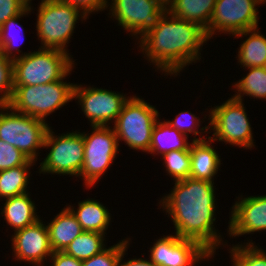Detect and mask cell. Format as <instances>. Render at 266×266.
I'll use <instances>...</instances> for the list:
<instances>
[{
    "instance_id": "4",
    "label": "cell",
    "mask_w": 266,
    "mask_h": 266,
    "mask_svg": "<svg viewBox=\"0 0 266 266\" xmlns=\"http://www.w3.org/2000/svg\"><path fill=\"white\" fill-rule=\"evenodd\" d=\"M65 78L43 85L13 86L8 106L15 112L26 114L44 122L46 117L73 99V83Z\"/></svg>"
},
{
    "instance_id": "9",
    "label": "cell",
    "mask_w": 266,
    "mask_h": 266,
    "mask_svg": "<svg viewBox=\"0 0 266 266\" xmlns=\"http://www.w3.org/2000/svg\"><path fill=\"white\" fill-rule=\"evenodd\" d=\"M48 147L50 151L39 166L40 174L42 172L60 176H79L84 161V139L81 132L55 135L50 126L43 144V148Z\"/></svg>"
},
{
    "instance_id": "36",
    "label": "cell",
    "mask_w": 266,
    "mask_h": 266,
    "mask_svg": "<svg viewBox=\"0 0 266 266\" xmlns=\"http://www.w3.org/2000/svg\"><path fill=\"white\" fill-rule=\"evenodd\" d=\"M129 240L130 238H126V239H123L122 240V252L120 254V257L118 259V263H117V266H156V264L151 260V259H147L145 260L144 258H133V259H130L128 260L127 262H123L122 261L124 260L123 257H124V254L126 255V251L128 249V246H129Z\"/></svg>"
},
{
    "instance_id": "30",
    "label": "cell",
    "mask_w": 266,
    "mask_h": 266,
    "mask_svg": "<svg viewBox=\"0 0 266 266\" xmlns=\"http://www.w3.org/2000/svg\"><path fill=\"white\" fill-rule=\"evenodd\" d=\"M200 122L201 121L199 117H197L190 111H181L176 115L174 120L172 119L166 121V123H168L171 127L175 128L177 131L186 135L187 137L189 136L188 134L193 133V135H195V138H193L192 141H203L209 138V136L204 137L201 135L202 133L204 135V132L208 133L209 123L208 126L205 125V127L200 128ZM199 128L201 130H199ZM199 134L201 136L199 138H196V136H198Z\"/></svg>"
},
{
    "instance_id": "3",
    "label": "cell",
    "mask_w": 266,
    "mask_h": 266,
    "mask_svg": "<svg viewBox=\"0 0 266 266\" xmlns=\"http://www.w3.org/2000/svg\"><path fill=\"white\" fill-rule=\"evenodd\" d=\"M57 49L40 48L21 53L13 60V86L43 85L55 82L71 74L73 57Z\"/></svg>"
},
{
    "instance_id": "19",
    "label": "cell",
    "mask_w": 266,
    "mask_h": 266,
    "mask_svg": "<svg viewBox=\"0 0 266 266\" xmlns=\"http://www.w3.org/2000/svg\"><path fill=\"white\" fill-rule=\"evenodd\" d=\"M28 192L6 198V202L1 208V215L8 225L13 228L14 232L24 229L25 227L35 223L39 218L36 212L35 203L32 201Z\"/></svg>"
},
{
    "instance_id": "28",
    "label": "cell",
    "mask_w": 266,
    "mask_h": 266,
    "mask_svg": "<svg viewBox=\"0 0 266 266\" xmlns=\"http://www.w3.org/2000/svg\"><path fill=\"white\" fill-rule=\"evenodd\" d=\"M245 244L230 247L232 266H266V251L255 246L252 240Z\"/></svg>"
},
{
    "instance_id": "11",
    "label": "cell",
    "mask_w": 266,
    "mask_h": 266,
    "mask_svg": "<svg viewBox=\"0 0 266 266\" xmlns=\"http://www.w3.org/2000/svg\"><path fill=\"white\" fill-rule=\"evenodd\" d=\"M262 0H216L214 11L205 30L210 40L219 32L231 34L258 27V8Z\"/></svg>"
},
{
    "instance_id": "12",
    "label": "cell",
    "mask_w": 266,
    "mask_h": 266,
    "mask_svg": "<svg viewBox=\"0 0 266 266\" xmlns=\"http://www.w3.org/2000/svg\"><path fill=\"white\" fill-rule=\"evenodd\" d=\"M109 9L110 17L138 40L155 28L167 12L155 0H112Z\"/></svg>"
},
{
    "instance_id": "21",
    "label": "cell",
    "mask_w": 266,
    "mask_h": 266,
    "mask_svg": "<svg viewBox=\"0 0 266 266\" xmlns=\"http://www.w3.org/2000/svg\"><path fill=\"white\" fill-rule=\"evenodd\" d=\"M260 32L257 27L233 35L238 38H243V35L249 36L240 44L236 57L238 63L244 68L265 67L266 65V37Z\"/></svg>"
},
{
    "instance_id": "15",
    "label": "cell",
    "mask_w": 266,
    "mask_h": 266,
    "mask_svg": "<svg viewBox=\"0 0 266 266\" xmlns=\"http://www.w3.org/2000/svg\"><path fill=\"white\" fill-rule=\"evenodd\" d=\"M11 239L13 257L17 261L43 266L44 261L53 254L47 225L43 224L40 219L24 229L14 232Z\"/></svg>"
},
{
    "instance_id": "26",
    "label": "cell",
    "mask_w": 266,
    "mask_h": 266,
    "mask_svg": "<svg viewBox=\"0 0 266 266\" xmlns=\"http://www.w3.org/2000/svg\"><path fill=\"white\" fill-rule=\"evenodd\" d=\"M249 73L238 80L234 86L236 94L232 97L243 101V96H250L256 99H266V68L251 67L246 68Z\"/></svg>"
},
{
    "instance_id": "17",
    "label": "cell",
    "mask_w": 266,
    "mask_h": 266,
    "mask_svg": "<svg viewBox=\"0 0 266 266\" xmlns=\"http://www.w3.org/2000/svg\"><path fill=\"white\" fill-rule=\"evenodd\" d=\"M210 137L203 141H192L190 145V177L214 183V177L221 167L219 154L214 150Z\"/></svg>"
},
{
    "instance_id": "24",
    "label": "cell",
    "mask_w": 266,
    "mask_h": 266,
    "mask_svg": "<svg viewBox=\"0 0 266 266\" xmlns=\"http://www.w3.org/2000/svg\"><path fill=\"white\" fill-rule=\"evenodd\" d=\"M35 162L29 160L25 165L0 171V198L3 199L24 194L29 184L30 168Z\"/></svg>"
},
{
    "instance_id": "22",
    "label": "cell",
    "mask_w": 266,
    "mask_h": 266,
    "mask_svg": "<svg viewBox=\"0 0 266 266\" xmlns=\"http://www.w3.org/2000/svg\"><path fill=\"white\" fill-rule=\"evenodd\" d=\"M187 139L186 135L171 127L166 121L161 122L158 119L152 130L148 153L162 156L175 150H190L191 142Z\"/></svg>"
},
{
    "instance_id": "13",
    "label": "cell",
    "mask_w": 266,
    "mask_h": 266,
    "mask_svg": "<svg viewBox=\"0 0 266 266\" xmlns=\"http://www.w3.org/2000/svg\"><path fill=\"white\" fill-rule=\"evenodd\" d=\"M74 99L78 100L82 112L92 127L109 126L111 122L115 123L129 96L126 97L123 93H116L112 90L75 84Z\"/></svg>"
},
{
    "instance_id": "27",
    "label": "cell",
    "mask_w": 266,
    "mask_h": 266,
    "mask_svg": "<svg viewBox=\"0 0 266 266\" xmlns=\"http://www.w3.org/2000/svg\"><path fill=\"white\" fill-rule=\"evenodd\" d=\"M32 7L29 3L28 7L19 15L8 19L5 23H3L0 26V52L5 56L8 57L12 60H14L15 58L20 57V53L22 52L19 48L20 46L18 45V41H20V36L22 37L23 35H20L18 33H23V26H21L18 22V20H20L21 17H23L24 15H28L32 10ZM19 28L20 31H18V33L15 31V28ZM15 29V30H14ZM15 31V32H14ZM15 33V34H14ZM17 33V34H16ZM18 37V38H17ZM16 39H19L18 41ZM24 41V39H22ZM23 41H20V44L23 43ZM13 51L15 53V51L18 52V55L13 54Z\"/></svg>"
},
{
    "instance_id": "23",
    "label": "cell",
    "mask_w": 266,
    "mask_h": 266,
    "mask_svg": "<svg viewBox=\"0 0 266 266\" xmlns=\"http://www.w3.org/2000/svg\"><path fill=\"white\" fill-rule=\"evenodd\" d=\"M216 0H174L167 11L176 18L209 27Z\"/></svg>"
},
{
    "instance_id": "16",
    "label": "cell",
    "mask_w": 266,
    "mask_h": 266,
    "mask_svg": "<svg viewBox=\"0 0 266 266\" xmlns=\"http://www.w3.org/2000/svg\"><path fill=\"white\" fill-rule=\"evenodd\" d=\"M238 197L231 207L228 225L230 236H241L266 230V195Z\"/></svg>"
},
{
    "instance_id": "34",
    "label": "cell",
    "mask_w": 266,
    "mask_h": 266,
    "mask_svg": "<svg viewBox=\"0 0 266 266\" xmlns=\"http://www.w3.org/2000/svg\"><path fill=\"white\" fill-rule=\"evenodd\" d=\"M29 5L27 0H0V26L22 13Z\"/></svg>"
},
{
    "instance_id": "38",
    "label": "cell",
    "mask_w": 266,
    "mask_h": 266,
    "mask_svg": "<svg viewBox=\"0 0 266 266\" xmlns=\"http://www.w3.org/2000/svg\"><path fill=\"white\" fill-rule=\"evenodd\" d=\"M155 1H157L161 6H165L168 9V7L173 3L174 0H155Z\"/></svg>"
},
{
    "instance_id": "35",
    "label": "cell",
    "mask_w": 266,
    "mask_h": 266,
    "mask_svg": "<svg viewBox=\"0 0 266 266\" xmlns=\"http://www.w3.org/2000/svg\"><path fill=\"white\" fill-rule=\"evenodd\" d=\"M71 4L81 10L87 17L94 12L103 11L110 5L109 0H54ZM109 3V4H108Z\"/></svg>"
},
{
    "instance_id": "31",
    "label": "cell",
    "mask_w": 266,
    "mask_h": 266,
    "mask_svg": "<svg viewBox=\"0 0 266 266\" xmlns=\"http://www.w3.org/2000/svg\"><path fill=\"white\" fill-rule=\"evenodd\" d=\"M13 60L0 52V105H8L13 94Z\"/></svg>"
},
{
    "instance_id": "14",
    "label": "cell",
    "mask_w": 266,
    "mask_h": 266,
    "mask_svg": "<svg viewBox=\"0 0 266 266\" xmlns=\"http://www.w3.org/2000/svg\"><path fill=\"white\" fill-rule=\"evenodd\" d=\"M149 252V258L156 266H196L201 260H209L214 255L196 241L182 239L176 234L164 235L156 240Z\"/></svg>"
},
{
    "instance_id": "7",
    "label": "cell",
    "mask_w": 266,
    "mask_h": 266,
    "mask_svg": "<svg viewBox=\"0 0 266 266\" xmlns=\"http://www.w3.org/2000/svg\"><path fill=\"white\" fill-rule=\"evenodd\" d=\"M48 123L32 116L15 112L8 105H0V140L21 151L36 162L43 148Z\"/></svg>"
},
{
    "instance_id": "18",
    "label": "cell",
    "mask_w": 266,
    "mask_h": 266,
    "mask_svg": "<svg viewBox=\"0 0 266 266\" xmlns=\"http://www.w3.org/2000/svg\"><path fill=\"white\" fill-rule=\"evenodd\" d=\"M47 224L53 252L64 251L84 231L67 205Z\"/></svg>"
},
{
    "instance_id": "37",
    "label": "cell",
    "mask_w": 266,
    "mask_h": 266,
    "mask_svg": "<svg viewBox=\"0 0 266 266\" xmlns=\"http://www.w3.org/2000/svg\"><path fill=\"white\" fill-rule=\"evenodd\" d=\"M49 260L52 261L50 266H82V261L66 254L64 251L53 252Z\"/></svg>"
},
{
    "instance_id": "1",
    "label": "cell",
    "mask_w": 266,
    "mask_h": 266,
    "mask_svg": "<svg viewBox=\"0 0 266 266\" xmlns=\"http://www.w3.org/2000/svg\"><path fill=\"white\" fill-rule=\"evenodd\" d=\"M214 192L213 182L188 177L175 181L171 193L162 197L159 204L172 218L178 237L196 241L208 252L215 253L219 245L226 244L214 227Z\"/></svg>"
},
{
    "instance_id": "32",
    "label": "cell",
    "mask_w": 266,
    "mask_h": 266,
    "mask_svg": "<svg viewBox=\"0 0 266 266\" xmlns=\"http://www.w3.org/2000/svg\"><path fill=\"white\" fill-rule=\"evenodd\" d=\"M29 160L16 147L0 140V171L25 165Z\"/></svg>"
},
{
    "instance_id": "29",
    "label": "cell",
    "mask_w": 266,
    "mask_h": 266,
    "mask_svg": "<svg viewBox=\"0 0 266 266\" xmlns=\"http://www.w3.org/2000/svg\"><path fill=\"white\" fill-rule=\"evenodd\" d=\"M166 173L174 178V181H180L190 177L191 158L190 150H175L163 154L162 158Z\"/></svg>"
},
{
    "instance_id": "5",
    "label": "cell",
    "mask_w": 266,
    "mask_h": 266,
    "mask_svg": "<svg viewBox=\"0 0 266 266\" xmlns=\"http://www.w3.org/2000/svg\"><path fill=\"white\" fill-rule=\"evenodd\" d=\"M37 11L36 30L38 40H41L40 48L57 49L66 53L77 20L89 18L75 6L54 0H41Z\"/></svg>"
},
{
    "instance_id": "33",
    "label": "cell",
    "mask_w": 266,
    "mask_h": 266,
    "mask_svg": "<svg viewBox=\"0 0 266 266\" xmlns=\"http://www.w3.org/2000/svg\"><path fill=\"white\" fill-rule=\"evenodd\" d=\"M122 252V240L119 243L105 248L100 253L82 261V266H117Z\"/></svg>"
},
{
    "instance_id": "2",
    "label": "cell",
    "mask_w": 266,
    "mask_h": 266,
    "mask_svg": "<svg viewBox=\"0 0 266 266\" xmlns=\"http://www.w3.org/2000/svg\"><path fill=\"white\" fill-rule=\"evenodd\" d=\"M208 40L200 25L167 11L158 25L138 42L146 60L162 73L175 77L189 64L200 61V50Z\"/></svg>"
},
{
    "instance_id": "10",
    "label": "cell",
    "mask_w": 266,
    "mask_h": 266,
    "mask_svg": "<svg viewBox=\"0 0 266 266\" xmlns=\"http://www.w3.org/2000/svg\"><path fill=\"white\" fill-rule=\"evenodd\" d=\"M84 139V161L79 174L89 189L109 169L117 157L119 145L115 130L110 126H92V132H81Z\"/></svg>"
},
{
    "instance_id": "25",
    "label": "cell",
    "mask_w": 266,
    "mask_h": 266,
    "mask_svg": "<svg viewBox=\"0 0 266 266\" xmlns=\"http://www.w3.org/2000/svg\"><path fill=\"white\" fill-rule=\"evenodd\" d=\"M105 234L93 231H83L64 250L70 256L80 261L87 260L106 248Z\"/></svg>"
},
{
    "instance_id": "6",
    "label": "cell",
    "mask_w": 266,
    "mask_h": 266,
    "mask_svg": "<svg viewBox=\"0 0 266 266\" xmlns=\"http://www.w3.org/2000/svg\"><path fill=\"white\" fill-rule=\"evenodd\" d=\"M159 119L156 108L143 98L130 96L121 113L112 125L118 140L124 141L130 149L149 152L152 130Z\"/></svg>"
},
{
    "instance_id": "20",
    "label": "cell",
    "mask_w": 266,
    "mask_h": 266,
    "mask_svg": "<svg viewBox=\"0 0 266 266\" xmlns=\"http://www.w3.org/2000/svg\"><path fill=\"white\" fill-rule=\"evenodd\" d=\"M67 207L76 216L84 231L106 234L110 225L111 215L102 203L97 200L86 199L78 203L77 210L71 205Z\"/></svg>"
},
{
    "instance_id": "8",
    "label": "cell",
    "mask_w": 266,
    "mask_h": 266,
    "mask_svg": "<svg viewBox=\"0 0 266 266\" xmlns=\"http://www.w3.org/2000/svg\"><path fill=\"white\" fill-rule=\"evenodd\" d=\"M209 131L214 132L212 141L229 143L233 146L251 149L254 147L252 127L243 101L231 97L221 105L209 110Z\"/></svg>"
}]
</instances>
